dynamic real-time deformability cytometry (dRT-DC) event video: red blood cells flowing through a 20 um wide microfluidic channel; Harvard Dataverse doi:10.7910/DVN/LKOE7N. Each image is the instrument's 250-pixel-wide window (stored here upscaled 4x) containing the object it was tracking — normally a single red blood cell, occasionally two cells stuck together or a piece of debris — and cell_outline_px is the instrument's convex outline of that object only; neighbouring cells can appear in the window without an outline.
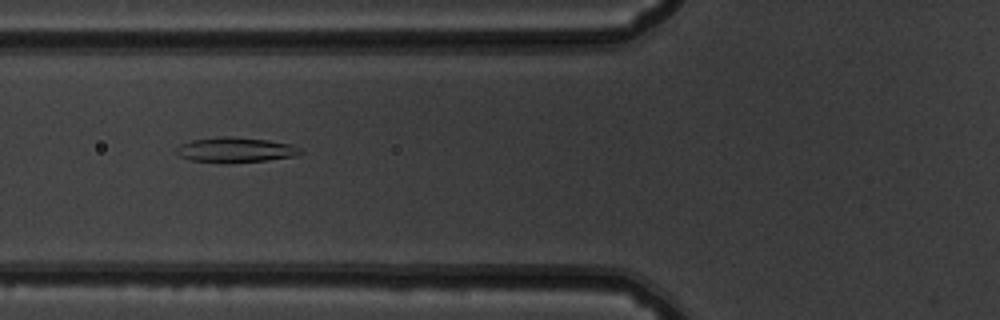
{"species": "common noctule bat (a hibernating species)", "species_latin": "Nyctalus noctula", "temperature_condition": "warm", "stored_images_in_passage": 52, "camera_frame_rate_fps": 3000, "um_per_image_px": 0.085, "animal": {"sex": "male", "body_mass_g": 19.5, "forearm_length_mm": 54.6}, "frame": {"image": 1, "passage_image": 20, "time_ms": 6.333, "image_size_px": [1000, 320], "cell_outline_px": [[304, 152], [296, 156], [268, 160], [228, 164], [192, 160], [180, 156], [176, 152], [176, 148], [180, 144], [192, 140], [220, 136], [232, 136], [268, 140], [292, 144], [300, 148]], "centroid_in_image_um": [20.04, 12.74], "position_along_channel_um": 105.8, "area_um2": 18.44}}
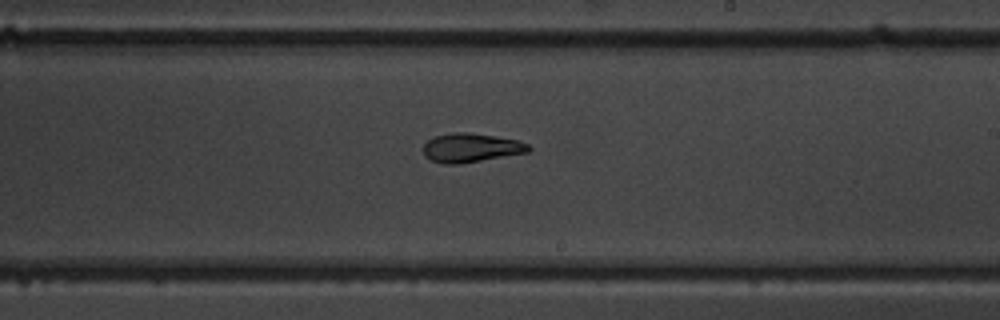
{"frame": {"image": 2, "passage_image": 31, "time_ms": 10.0, "image_size_px": [1000, 320], "cell_outline_px": [[532, 148], [528, 152], [460, 164], [444, 164], [432, 160], [424, 156], [424, 144], [428, 140], [436, 136], [452, 132], [468, 132], [496, 136], [516, 140], [528, 144]], "centroid_in_image_um": [40.03, 12.56], "position_along_channel_um": 249.0, "area_um2": 17.69}}
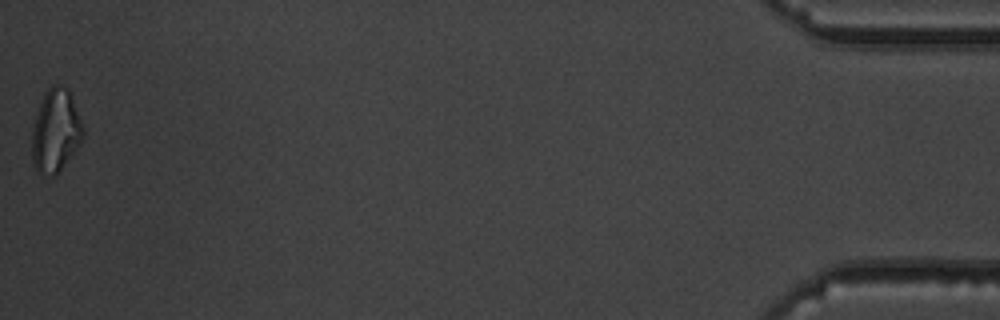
{"frame": {"image": 3, "passage_image": 52, "time_ms": 17.0, "image_size_px": [1000, 320], "cell_outline_px": [[84, 136], [80, 144], [60, 168], [52, 176], [40, 176], [32, 164], [32, 128], [44, 92], [52, 84], [60, 84], [68, 88], [84, 128]], "centroid_in_image_um": [4.71, 11.11], "position_along_channel_um": 430.5, "area_um2": 24.68}, "authors_computed_cell_mechanics": {"area_um2": 18.8428, "velocity_mm_per_s": 3.9095, "shape_relaxation_time_tau1_ms": 7.8601, "shape_relaxation_time_tau2_ms": 2.4203, "deformation_change_tau1": 0.2279, "deformation_change_tau2": 0.0902}}